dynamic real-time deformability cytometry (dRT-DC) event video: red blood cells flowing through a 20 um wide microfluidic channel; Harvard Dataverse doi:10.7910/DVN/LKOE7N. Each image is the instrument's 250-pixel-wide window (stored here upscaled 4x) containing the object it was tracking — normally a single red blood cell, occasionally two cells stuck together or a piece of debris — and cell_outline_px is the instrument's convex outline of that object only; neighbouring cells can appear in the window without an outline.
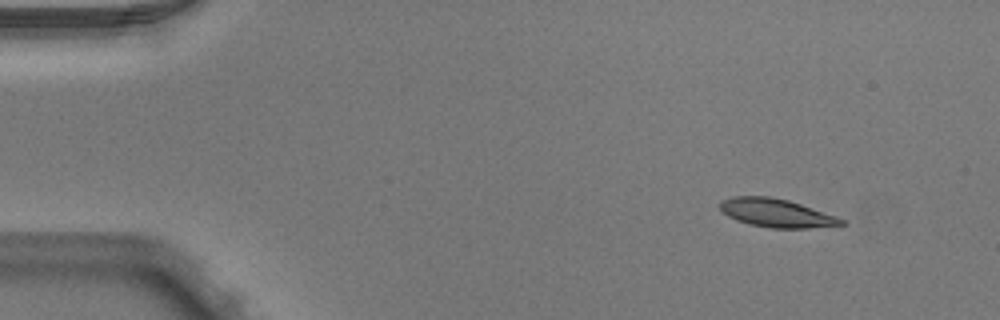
{"species": "Egyptian fruit bat (a non-hibernating species)", "species_latin": "Rousettus aegyptiacus", "temperature_condition": "warm", "stored_images_in_passage": 5, "camera_frame_rate_fps": 3000, "um_per_image_px": 0.085, "animal": {"sex": "male"}, "frame": {"image": 1, "passage_image": 1, "time_ms": 0.0, "image_size_px": [1000, 320], "cell_outline_px": [[848, 224], [808, 228], [772, 228], [748, 224], [736, 220], [728, 216], [720, 208], [720, 200], [732, 196], [772, 196], [788, 200], [836, 216], [844, 220]], "centroid_in_image_um": [65.97, 18.1], "position_along_channel_um": 19.0, "area_um2": 20.06}}
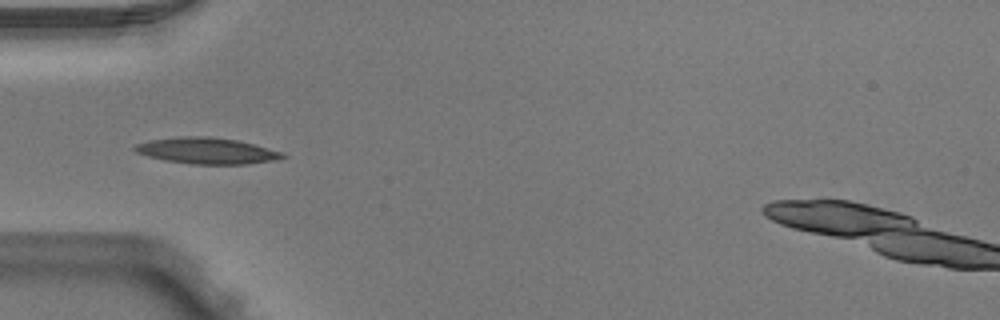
{"frame": {"image": 2, "passage_image": 4, "time_ms": 1.0, "image_size_px": [1000, 320], "cell_outline_px": [[288, 156], [272, 160], [248, 164], [192, 164], [164, 160], [148, 156], [136, 152], [132, 148], [136, 144], [148, 140], [180, 136], [212, 136], [236, 140], [284, 152]], "centroid_in_image_um": [17.55, 12.81], "position_along_channel_um": 67.4, "area_um2": 22.54}}
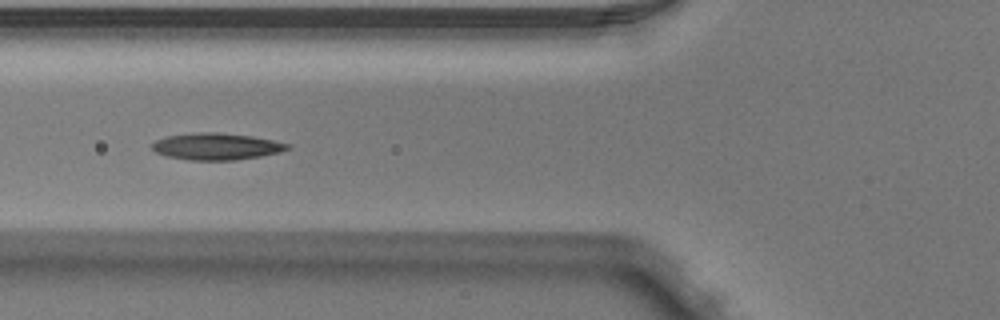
{"frame": {"image": 3, "passage_image": 5, "time_ms": 1.333, "image_size_px": [1000, 320], "cell_outline_px": [[292, 148], [280, 152], [260, 156], [236, 160], [188, 160], [168, 156], [156, 152], [152, 148], [152, 144], [156, 140], [168, 136], [200, 132], [216, 132], [252, 136], [292, 144]], "centroid_in_image_um": [18.44, 12.45], "position_along_channel_um": 107.4, "area_um2": 21.04}}